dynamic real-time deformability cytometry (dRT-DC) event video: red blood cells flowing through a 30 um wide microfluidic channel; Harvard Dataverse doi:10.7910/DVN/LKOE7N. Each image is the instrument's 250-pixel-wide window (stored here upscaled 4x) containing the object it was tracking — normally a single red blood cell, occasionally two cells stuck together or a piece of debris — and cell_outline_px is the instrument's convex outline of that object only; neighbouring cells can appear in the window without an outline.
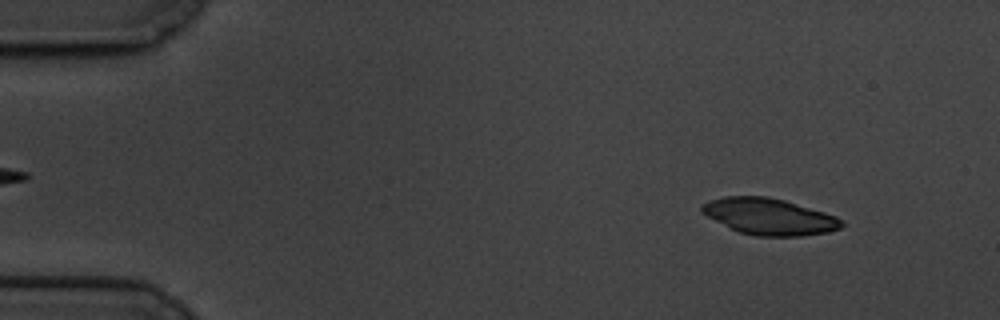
{"species": "common noctule bat (a hibernating species)", "species_latin": "Nyctalus noctula", "temperature_condition": "cold", "stored_images_in_passage": 59, "camera_frame_rate_fps": 3000, "um_per_image_px": 0.085, "animal": {"sex": "male", "body_mass_g": 19.5, "forearm_length_mm": 54.6}, "frame": {"image": 1, "passage_image": 6, "time_ms": 1.667, "image_size_px": [1000, 320], "cell_outline_px": [[844, 224], [840, 228], [828, 232], [800, 236], [756, 236], [740, 232], [700, 212], [700, 208], [704, 204], [712, 200], [724, 196], [768, 196], [784, 200], [824, 212], [836, 216]], "centroid_in_image_um": [65.4, 18.4], "position_along_channel_um": 19.6, "area_um2": 29.25}}